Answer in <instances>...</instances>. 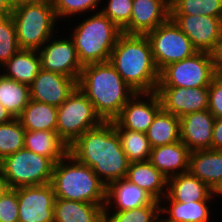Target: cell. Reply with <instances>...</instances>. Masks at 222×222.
<instances>
[{
	"label": "cell",
	"mask_w": 222,
	"mask_h": 222,
	"mask_svg": "<svg viewBox=\"0 0 222 222\" xmlns=\"http://www.w3.org/2000/svg\"><path fill=\"white\" fill-rule=\"evenodd\" d=\"M167 203L169 205L166 207ZM208 203H211V201L181 203L172 200L166 194L160 200V214L168 215L162 218L165 222H209L212 215L210 214L212 213L210 208L212 207Z\"/></svg>",
	"instance_id": "obj_23"
},
{
	"label": "cell",
	"mask_w": 222,
	"mask_h": 222,
	"mask_svg": "<svg viewBox=\"0 0 222 222\" xmlns=\"http://www.w3.org/2000/svg\"><path fill=\"white\" fill-rule=\"evenodd\" d=\"M68 153L91 167L106 186L126 178L130 162L112 121H103L84 132L68 147Z\"/></svg>",
	"instance_id": "obj_1"
},
{
	"label": "cell",
	"mask_w": 222,
	"mask_h": 222,
	"mask_svg": "<svg viewBox=\"0 0 222 222\" xmlns=\"http://www.w3.org/2000/svg\"><path fill=\"white\" fill-rule=\"evenodd\" d=\"M51 185L56 198L94 204L106 201V185L91 167L69 153L55 163Z\"/></svg>",
	"instance_id": "obj_4"
},
{
	"label": "cell",
	"mask_w": 222,
	"mask_h": 222,
	"mask_svg": "<svg viewBox=\"0 0 222 222\" xmlns=\"http://www.w3.org/2000/svg\"><path fill=\"white\" fill-rule=\"evenodd\" d=\"M1 68L3 76L30 86L41 70V59L37 50L20 49Z\"/></svg>",
	"instance_id": "obj_26"
},
{
	"label": "cell",
	"mask_w": 222,
	"mask_h": 222,
	"mask_svg": "<svg viewBox=\"0 0 222 222\" xmlns=\"http://www.w3.org/2000/svg\"><path fill=\"white\" fill-rule=\"evenodd\" d=\"M216 196L218 197L219 195L222 197V185L219 187V189L215 192Z\"/></svg>",
	"instance_id": "obj_46"
},
{
	"label": "cell",
	"mask_w": 222,
	"mask_h": 222,
	"mask_svg": "<svg viewBox=\"0 0 222 222\" xmlns=\"http://www.w3.org/2000/svg\"><path fill=\"white\" fill-rule=\"evenodd\" d=\"M172 200L188 203L195 201H212L215 192L189 171L167 179V193Z\"/></svg>",
	"instance_id": "obj_21"
},
{
	"label": "cell",
	"mask_w": 222,
	"mask_h": 222,
	"mask_svg": "<svg viewBox=\"0 0 222 222\" xmlns=\"http://www.w3.org/2000/svg\"><path fill=\"white\" fill-rule=\"evenodd\" d=\"M170 18L197 51L217 54L222 42V19L205 15L171 14Z\"/></svg>",
	"instance_id": "obj_11"
},
{
	"label": "cell",
	"mask_w": 222,
	"mask_h": 222,
	"mask_svg": "<svg viewBox=\"0 0 222 222\" xmlns=\"http://www.w3.org/2000/svg\"><path fill=\"white\" fill-rule=\"evenodd\" d=\"M154 200L147 191L128 179L121 178L106 186L104 211H127L150 205Z\"/></svg>",
	"instance_id": "obj_19"
},
{
	"label": "cell",
	"mask_w": 222,
	"mask_h": 222,
	"mask_svg": "<svg viewBox=\"0 0 222 222\" xmlns=\"http://www.w3.org/2000/svg\"><path fill=\"white\" fill-rule=\"evenodd\" d=\"M216 62H217V71L218 73L222 74V42L220 45V49L216 54Z\"/></svg>",
	"instance_id": "obj_45"
},
{
	"label": "cell",
	"mask_w": 222,
	"mask_h": 222,
	"mask_svg": "<svg viewBox=\"0 0 222 222\" xmlns=\"http://www.w3.org/2000/svg\"><path fill=\"white\" fill-rule=\"evenodd\" d=\"M53 35L39 50L41 69L69 76L78 81L82 64L71 38H54Z\"/></svg>",
	"instance_id": "obj_13"
},
{
	"label": "cell",
	"mask_w": 222,
	"mask_h": 222,
	"mask_svg": "<svg viewBox=\"0 0 222 222\" xmlns=\"http://www.w3.org/2000/svg\"><path fill=\"white\" fill-rule=\"evenodd\" d=\"M104 206L55 198L54 222H104Z\"/></svg>",
	"instance_id": "obj_25"
},
{
	"label": "cell",
	"mask_w": 222,
	"mask_h": 222,
	"mask_svg": "<svg viewBox=\"0 0 222 222\" xmlns=\"http://www.w3.org/2000/svg\"><path fill=\"white\" fill-rule=\"evenodd\" d=\"M126 179L160 201L167 193V178L149 160L131 162Z\"/></svg>",
	"instance_id": "obj_24"
},
{
	"label": "cell",
	"mask_w": 222,
	"mask_h": 222,
	"mask_svg": "<svg viewBox=\"0 0 222 222\" xmlns=\"http://www.w3.org/2000/svg\"><path fill=\"white\" fill-rule=\"evenodd\" d=\"M76 88V79L41 69L29 86L30 99L59 107Z\"/></svg>",
	"instance_id": "obj_16"
},
{
	"label": "cell",
	"mask_w": 222,
	"mask_h": 222,
	"mask_svg": "<svg viewBox=\"0 0 222 222\" xmlns=\"http://www.w3.org/2000/svg\"><path fill=\"white\" fill-rule=\"evenodd\" d=\"M152 148L181 140L180 118L161 109L146 132Z\"/></svg>",
	"instance_id": "obj_28"
},
{
	"label": "cell",
	"mask_w": 222,
	"mask_h": 222,
	"mask_svg": "<svg viewBox=\"0 0 222 222\" xmlns=\"http://www.w3.org/2000/svg\"><path fill=\"white\" fill-rule=\"evenodd\" d=\"M19 207L17 191L9 189L0 199V222H18Z\"/></svg>",
	"instance_id": "obj_38"
},
{
	"label": "cell",
	"mask_w": 222,
	"mask_h": 222,
	"mask_svg": "<svg viewBox=\"0 0 222 222\" xmlns=\"http://www.w3.org/2000/svg\"><path fill=\"white\" fill-rule=\"evenodd\" d=\"M170 15V0H133L130 21L122 33L146 35L168 21Z\"/></svg>",
	"instance_id": "obj_17"
},
{
	"label": "cell",
	"mask_w": 222,
	"mask_h": 222,
	"mask_svg": "<svg viewBox=\"0 0 222 222\" xmlns=\"http://www.w3.org/2000/svg\"><path fill=\"white\" fill-rule=\"evenodd\" d=\"M54 165L50 158L22 148L0 161V170L10 189H15L51 183Z\"/></svg>",
	"instance_id": "obj_7"
},
{
	"label": "cell",
	"mask_w": 222,
	"mask_h": 222,
	"mask_svg": "<svg viewBox=\"0 0 222 222\" xmlns=\"http://www.w3.org/2000/svg\"><path fill=\"white\" fill-rule=\"evenodd\" d=\"M109 62L136 92H155L160 80L150 41L146 35L122 33Z\"/></svg>",
	"instance_id": "obj_3"
},
{
	"label": "cell",
	"mask_w": 222,
	"mask_h": 222,
	"mask_svg": "<svg viewBox=\"0 0 222 222\" xmlns=\"http://www.w3.org/2000/svg\"><path fill=\"white\" fill-rule=\"evenodd\" d=\"M214 121L215 117L208 109L180 118L181 141L191 152L211 149Z\"/></svg>",
	"instance_id": "obj_18"
},
{
	"label": "cell",
	"mask_w": 222,
	"mask_h": 222,
	"mask_svg": "<svg viewBox=\"0 0 222 222\" xmlns=\"http://www.w3.org/2000/svg\"><path fill=\"white\" fill-rule=\"evenodd\" d=\"M218 74L216 55L197 51L192 56L166 66L158 87H208Z\"/></svg>",
	"instance_id": "obj_8"
},
{
	"label": "cell",
	"mask_w": 222,
	"mask_h": 222,
	"mask_svg": "<svg viewBox=\"0 0 222 222\" xmlns=\"http://www.w3.org/2000/svg\"><path fill=\"white\" fill-rule=\"evenodd\" d=\"M18 119L28 131H56L57 107L30 99Z\"/></svg>",
	"instance_id": "obj_29"
},
{
	"label": "cell",
	"mask_w": 222,
	"mask_h": 222,
	"mask_svg": "<svg viewBox=\"0 0 222 222\" xmlns=\"http://www.w3.org/2000/svg\"><path fill=\"white\" fill-rule=\"evenodd\" d=\"M188 171L216 192L222 185V150L205 149L190 152Z\"/></svg>",
	"instance_id": "obj_22"
},
{
	"label": "cell",
	"mask_w": 222,
	"mask_h": 222,
	"mask_svg": "<svg viewBox=\"0 0 222 222\" xmlns=\"http://www.w3.org/2000/svg\"><path fill=\"white\" fill-rule=\"evenodd\" d=\"M25 131L18 118L0 125V161L24 148Z\"/></svg>",
	"instance_id": "obj_34"
},
{
	"label": "cell",
	"mask_w": 222,
	"mask_h": 222,
	"mask_svg": "<svg viewBox=\"0 0 222 222\" xmlns=\"http://www.w3.org/2000/svg\"><path fill=\"white\" fill-rule=\"evenodd\" d=\"M10 189L7 181L5 180L2 171L0 170V199Z\"/></svg>",
	"instance_id": "obj_43"
},
{
	"label": "cell",
	"mask_w": 222,
	"mask_h": 222,
	"mask_svg": "<svg viewBox=\"0 0 222 222\" xmlns=\"http://www.w3.org/2000/svg\"><path fill=\"white\" fill-rule=\"evenodd\" d=\"M161 109V101L156 91L136 92L124 105L115 121L123 129L146 133L154 117Z\"/></svg>",
	"instance_id": "obj_14"
},
{
	"label": "cell",
	"mask_w": 222,
	"mask_h": 222,
	"mask_svg": "<svg viewBox=\"0 0 222 222\" xmlns=\"http://www.w3.org/2000/svg\"><path fill=\"white\" fill-rule=\"evenodd\" d=\"M67 144L59 137L56 131L39 130L25 131L24 148L45 157L54 163L68 154Z\"/></svg>",
	"instance_id": "obj_27"
},
{
	"label": "cell",
	"mask_w": 222,
	"mask_h": 222,
	"mask_svg": "<svg viewBox=\"0 0 222 222\" xmlns=\"http://www.w3.org/2000/svg\"><path fill=\"white\" fill-rule=\"evenodd\" d=\"M156 222H165L163 219H162V216L159 220H157Z\"/></svg>",
	"instance_id": "obj_47"
},
{
	"label": "cell",
	"mask_w": 222,
	"mask_h": 222,
	"mask_svg": "<svg viewBox=\"0 0 222 222\" xmlns=\"http://www.w3.org/2000/svg\"><path fill=\"white\" fill-rule=\"evenodd\" d=\"M39 1H41V0H9L12 8H15V7L23 5V4L35 3V2H39Z\"/></svg>",
	"instance_id": "obj_44"
},
{
	"label": "cell",
	"mask_w": 222,
	"mask_h": 222,
	"mask_svg": "<svg viewBox=\"0 0 222 222\" xmlns=\"http://www.w3.org/2000/svg\"><path fill=\"white\" fill-rule=\"evenodd\" d=\"M208 110L215 118H222V74L220 73L208 86Z\"/></svg>",
	"instance_id": "obj_39"
},
{
	"label": "cell",
	"mask_w": 222,
	"mask_h": 222,
	"mask_svg": "<svg viewBox=\"0 0 222 222\" xmlns=\"http://www.w3.org/2000/svg\"><path fill=\"white\" fill-rule=\"evenodd\" d=\"M160 201L127 211H104V222H156L161 218Z\"/></svg>",
	"instance_id": "obj_33"
},
{
	"label": "cell",
	"mask_w": 222,
	"mask_h": 222,
	"mask_svg": "<svg viewBox=\"0 0 222 222\" xmlns=\"http://www.w3.org/2000/svg\"><path fill=\"white\" fill-rule=\"evenodd\" d=\"M162 109L178 118L208 109V87H157Z\"/></svg>",
	"instance_id": "obj_15"
},
{
	"label": "cell",
	"mask_w": 222,
	"mask_h": 222,
	"mask_svg": "<svg viewBox=\"0 0 222 222\" xmlns=\"http://www.w3.org/2000/svg\"><path fill=\"white\" fill-rule=\"evenodd\" d=\"M171 14L205 15L222 19V0H170Z\"/></svg>",
	"instance_id": "obj_32"
},
{
	"label": "cell",
	"mask_w": 222,
	"mask_h": 222,
	"mask_svg": "<svg viewBox=\"0 0 222 222\" xmlns=\"http://www.w3.org/2000/svg\"><path fill=\"white\" fill-rule=\"evenodd\" d=\"M29 100V86L7 78L0 73V103L14 118L21 115Z\"/></svg>",
	"instance_id": "obj_30"
},
{
	"label": "cell",
	"mask_w": 222,
	"mask_h": 222,
	"mask_svg": "<svg viewBox=\"0 0 222 222\" xmlns=\"http://www.w3.org/2000/svg\"><path fill=\"white\" fill-rule=\"evenodd\" d=\"M53 8L58 20L72 18L77 14L97 10L102 4L101 0H52Z\"/></svg>",
	"instance_id": "obj_36"
},
{
	"label": "cell",
	"mask_w": 222,
	"mask_h": 222,
	"mask_svg": "<svg viewBox=\"0 0 222 222\" xmlns=\"http://www.w3.org/2000/svg\"><path fill=\"white\" fill-rule=\"evenodd\" d=\"M100 11L121 30L129 23L133 0H108Z\"/></svg>",
	"instance_id": "obj_37"
},
{
	"label": "cell",
	"mask_w": 222,
	"mask_h": 222,
	"mask_svg": "<svg viewBox=\"0 0 222 222\" xmlns=\"http://www.w3.org/2000/svg\"><path fill=\"white\" fill-rule=\"evenodd\" d=\"M77 87L103 121L115 120L136 93L109 61L83 66Z\"/></svg>",
	"instance_id": "obj_2"
},
{
	"label": "cell",
	"mask_w": 222,
	"mask_h": 222,
	"mask_svg": "<svg viewBox=\"0 0 222 222\" xmlns=\"http://www.w3.org/2000/svg\"><path fill=\"white\" fill-rule=\"evenodd\" d=\"M72 30V39L82 66L107 62L122 30L100 10Z\"/></svg>",
	"instance_id": "obj_5"
},
{
	"label": "cell",
	"mask_w": 222,
	"mask_h": 222,
	"mask_svg": "<svg viewBox=\"0 0 222 222\" xmlns=\"http://www.w3.org/2000/svg\"><path fill=\"white\" fill-rule=\"evenodd\" d=\"M190 152L180 140L170 145L152 148L149 161L169 179L188 171Z\"/></svg>",
	"instance_id": "obj_20"
},
{
	"label": "cell",
	"mask_w": 222,
	"mask_h": 222,
	"mask_svg": "<svg viewBox=\"0 0 222 222\" xmlns=\"http://www.w3.org/2000/svg\"><path fill=\"white\" fill-rule=\"evenodd\" d=\"M13 18L20 49L39 50L55 33L57 20L52 0H41L13 8Z\"/></svg>",
	"instance_id": "obj_6"
},
{
	"label": "cell",
	"mask_w": 222,
	"mask_h": 222,
	"mask_svg": "<svg viewBox=\"0 0 222 222\" xmlns=\"http://www.w3.org/2000/svg\"><path fill=\"white\" fill-rule=\"evenodd\" d=\"M14 117L11 113L0 103V125L12 121Z\"/></svg>",
	"instance_id": "obj_41"
},
{
	"label": "cell",
	"mask_w": 222,
	"mask_h": 222,
	"mask_svg": "<svg viewBox=\"0 0 222 222\" xmlns=\"http://www.w3.org/2000/svg\"><path fill=\"white\" fill-rule=\"evenodd\" d=\"M102 122L94 105L78 87L57 107L56 132L67 146Z\"/></svg>",
	"instance_id": "obj_9"
},
{
	"label": "cell",
	"mask_w": 222,
	"mask_h": 222,
	"mask_svg": "<svg viewBox=\"0 0 222 222\" xmlns=\"http://www.w3.org/2000/svg\"><path fill=\"white\" fill-rule=\"evenodd\" d=\"M12 10L9 0H0V17L10 15Z\"/></svg>",
	"instance_id": "obj_42"
},
{
	"label": "cell",
	"mask_w": 222,
	"mask_h": 222,
	"mask_svg": "<svg viewBox=\"0 0 222 222\" xmlns=\"http://www.w3.org/2000/svg\"><path fill=\"white\" fill-rule=\"evenodd\" d=\"M20 50L13 18L0 17V67Z\"/></svg>",
	"instance_id": "obj_35"
},
{
	"label": "cell",
	"mask_w": 222,
	"mask_h": 222,
	"mask_svg": "<svg viewBox=\"0 0 222 222\" xmlns=\"http://www.w3.org/2000/svg\"><path fill=\"white\" fill-rule=\"evenodd\" d=\"M211 149L222 150V118H215Z\"/></svg>",
	"instance_id": "obj_40"
},
{
	"label": "cell",
	"mask_w": 222,
	"mask_h": 222,
	"mask_svg": "<svg viewBox=\"0 0 222 222\" xmlns=\"http://www.w3.org/2000/svg\"><path fill=\"white\" fill-rule=\"evenodd\" d=\"M112 122L128 161L131 163L149 160L152 147L146 133L123 129L115 120Z\"/></svg>",
	"instance_id": "obj_31"
},
{
	"label": "cell",
	"mask_w": 222,
	"mask_h": 222,
	"mask_svg": "<svg viewBox=\"0 0 222 222\" xmlns=\"http://www.w3.org/2000/svg\"><path fill=\"white\" fill-rule=\"evenodd\" d=\"M155 65L161 72L169 64L179 62L192 56L197 50L190 39L170 18L146 34Z\"/></svg>",
	"instance_id": "obj_10"
},
{
	"label": "cell",
	"mask_w": 222,
	"mask_h": 222,
	"mask_svg": "<svg viewBox=\"0 0 222 222\" xmlns=\"http://www.w3.org/2000/svg\"><path fill=\"white\" fill-rule=\"evenodd\" d=\"M17 191L18 222H54L55 193L51 183L23 186Z\"/></svg>",
	"instance_id": "obj_12"
}]
</instances>
